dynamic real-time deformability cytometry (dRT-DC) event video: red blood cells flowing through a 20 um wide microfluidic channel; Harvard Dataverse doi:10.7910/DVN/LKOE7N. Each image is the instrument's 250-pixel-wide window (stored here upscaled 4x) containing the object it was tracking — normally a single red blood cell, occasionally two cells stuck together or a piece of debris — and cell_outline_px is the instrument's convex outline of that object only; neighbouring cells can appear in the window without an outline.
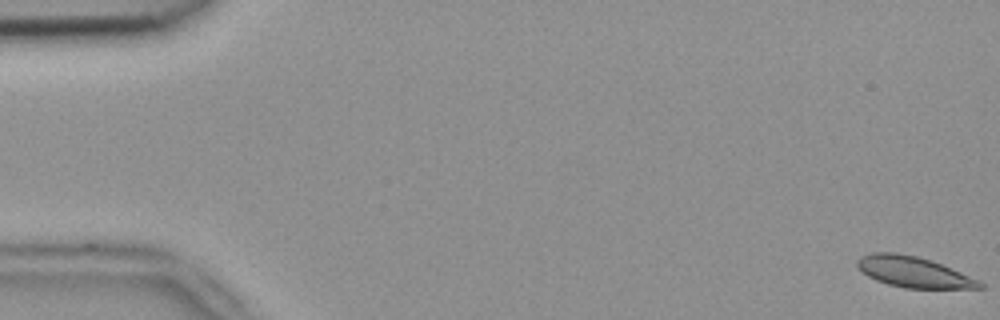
{"species": "common noctule bat (a hibernating species)", "species_latin": "Nyctalus noctula", "temperature_condition": "room temperature", "stored_images_in_passage": 8, "camera_frame_rate_fps": 3000, "um_per_image_px": 0.085, "animal": {"sex": "female", "body_mass_g": 18.4}, "frame": {"image": 1, "passage_image": 1, "time_ms": 0.0, "image_size_px": [1000, 320], "cell_outline_px": [[984, 288], [904, 288], [888, 284], [876, 280], [868, 276], [856, 264], [856, 260], [860, 256], [872, 252], [896, 252], [916, 256], [932, 260], [980, 280], [984, 284]], "centroid_in_image_um": [77.66, 23.11], "position_along_channel_um": 7.3, "area_um2": 21.96}}
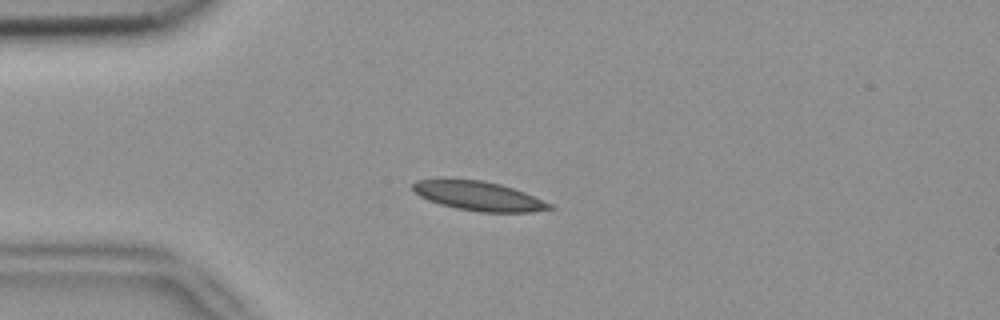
{"frame": {"image": 2, "passage_image": 4, "time_ms": 1.0, "image_size_px": [1000, 320], "cell_outline_px": [[556, 208], [532, 212], [480, 212], [456, 208], [440, 204], [428, 200], [420, 196], [412, 188], [412, 184], [416, 180], [444, 176], [484, 180], [500, 184], [524, 192], [552, 204]], "centroid_in_image_um": [40.61, 16.61], "position_along_channel_um": 44.4, "area_um2": 23.99}}